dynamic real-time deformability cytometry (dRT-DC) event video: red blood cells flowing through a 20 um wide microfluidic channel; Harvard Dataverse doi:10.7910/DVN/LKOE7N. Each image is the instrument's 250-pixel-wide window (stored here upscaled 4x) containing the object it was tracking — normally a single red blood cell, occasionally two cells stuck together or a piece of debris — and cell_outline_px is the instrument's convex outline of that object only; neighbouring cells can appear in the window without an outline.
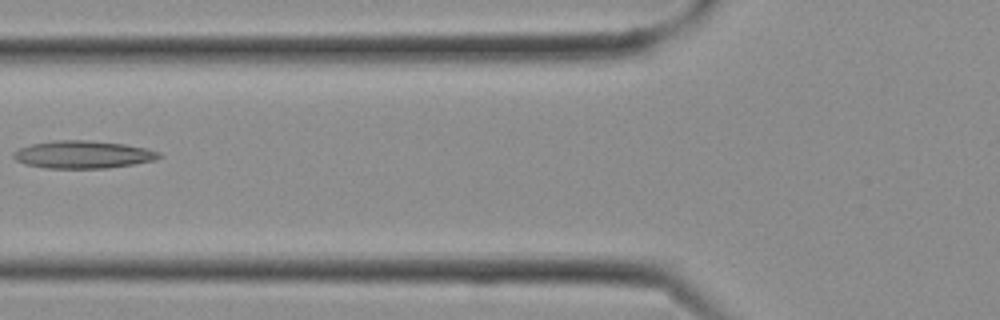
{"species": "Egyptian fruit bat (a non-hibernating species)", "species_latin": "Rousettus aegyptiacus", "temperature_condition": "cold", "stored_images_in_passage": 26, "camera_frame_rate_fps": 3000, "um_per_image_px": 0.085, "frame": {"image": 1, "passage_image": 10, "time_ms": 3.0, "image_size_px": [1000, 320], "cell_outline_px": [[164, 156], [156, 160], [108, 168], [44, 168], [24, 164], [16, 160], [12, 156], [12, 152], [20, 148], [32, 144], [52, 140], [88, 140], [124, 144], [148, 148], [160, 152]], "centroid_in_image_um": [7.07, 13.13], "position_along_channel_um": 118.7, "area_um2": 23.64}}
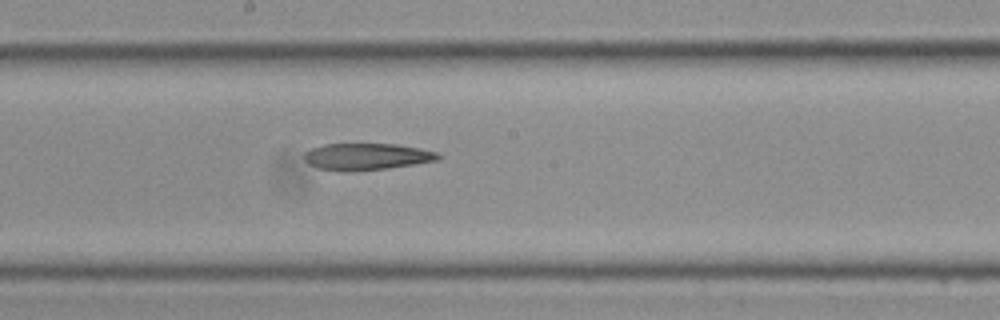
{"frame": {"image": 2, "passage_image": 14, "time_ms": 4.333, "image_size_px": [1000, 320], "cell_outline_px": [[440, 160], [388, 168], [348, 172], [340, 172], [316, 168], [308, 164], [304, 160], [304, 152], [312, 148], [324, 144], [396, 144], [420, 148], [436, 152], [440, 156]], "centroid_in_image_um": [31.12, 13.32], "position_along_channel_um": 217.1, "area_um2": 21.1}}
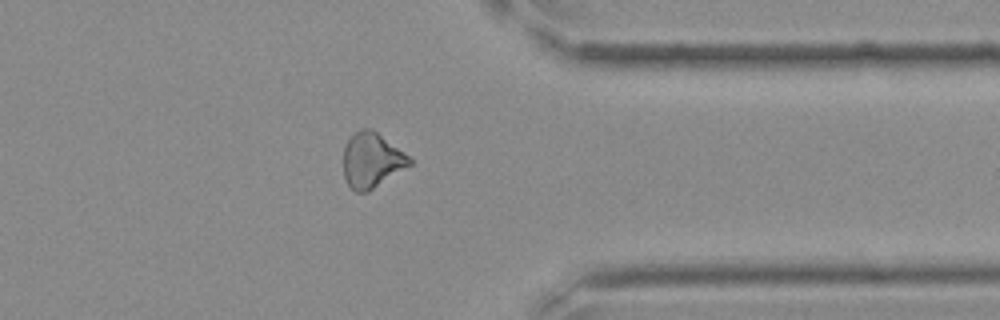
{"frame": {"image": 3, "passage_image": 21, "time_ms": 6.667, "image_size_px": [1000, 320], "cell_outline_px": [[412, 164], [368, 192], [356, 192], [348, 184], [344, 176], [344, 148], [348, 140], [360, 128], [372, 128], [404, 152], [412, 160]], "centroid_in_image_um": [31.6, 13.62], "position_along_channel_um": 379.8, "area_um2": 21.04}}